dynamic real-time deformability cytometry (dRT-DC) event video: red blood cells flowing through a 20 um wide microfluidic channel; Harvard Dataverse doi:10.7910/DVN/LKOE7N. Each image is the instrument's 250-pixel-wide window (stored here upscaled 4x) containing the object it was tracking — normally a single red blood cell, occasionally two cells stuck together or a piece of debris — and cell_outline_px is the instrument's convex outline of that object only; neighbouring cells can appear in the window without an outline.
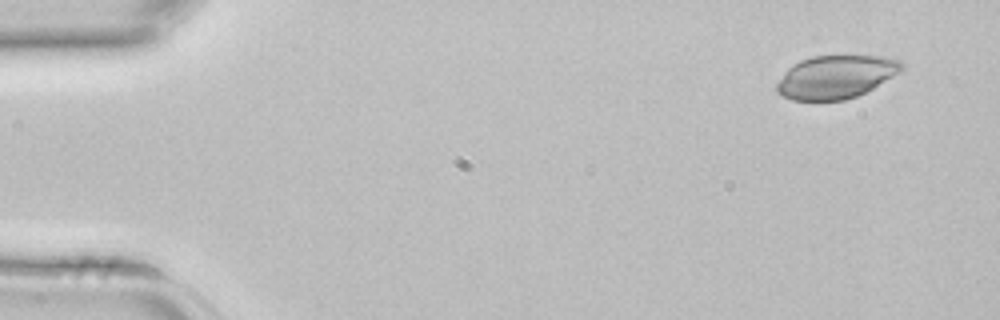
{"species": "common noctule bat (a hibernating species)", "species_latin": "Nyctalus noctula", "temperature_condition": "room temperature", "stored_images_in_passage": 3, "camera_frame_rate_fps": 3000, "um_per_image_px": 0.085, "animal": {"sex": "female", "body_mass_g": 22.7, "forearm_length_mm": 54.2}, "frame": {"image": 1, "passage_image": 1, "time_ms": 0.0, "image_size_px": [1000, 320], "cell_outline_px": [[904, 68], [900, 72], [872, 88], [856, 96], [844, 100], [792, 100], [776, 92], [776, 84], [784, 72], [792, 64], [800, 60], [812, 56], [884, 56], [900, 60], [904, 64]], "centroid_in_image_um": [71.04, 6.53], "position_along_channel_um": 14.0, "area_um2": 31.33}}
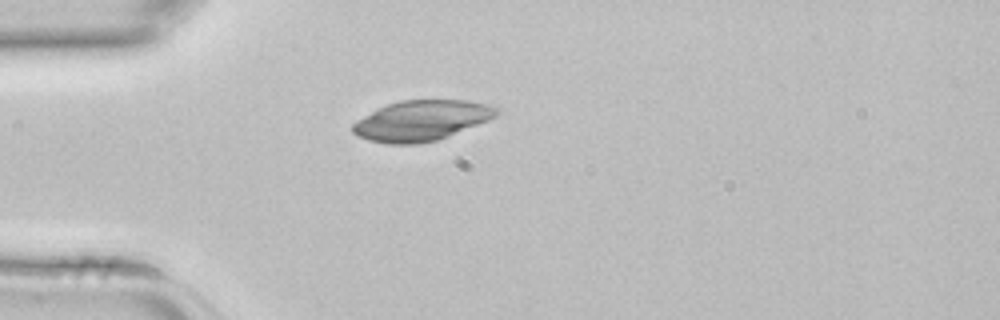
{"frame": {"image": 2, "passage_image": 3, "time_ms": 0.667, "image_size_px": [1000, 320], "cell_outline_px": [[500, 112], [496, 116], [488, 120], [448, 136], [436, 140], [416, 144], [388, 144], [368, 140], [356, 136], [352, 132], [352, 124], [356, 120], [388, 104], [400, 100], [468, 100], [488, 104], [496, 108]], "centroid_in_image_um": [35.81, 10.25], "position_along_channel_um": 49.2, "area_um2": 33.64}}